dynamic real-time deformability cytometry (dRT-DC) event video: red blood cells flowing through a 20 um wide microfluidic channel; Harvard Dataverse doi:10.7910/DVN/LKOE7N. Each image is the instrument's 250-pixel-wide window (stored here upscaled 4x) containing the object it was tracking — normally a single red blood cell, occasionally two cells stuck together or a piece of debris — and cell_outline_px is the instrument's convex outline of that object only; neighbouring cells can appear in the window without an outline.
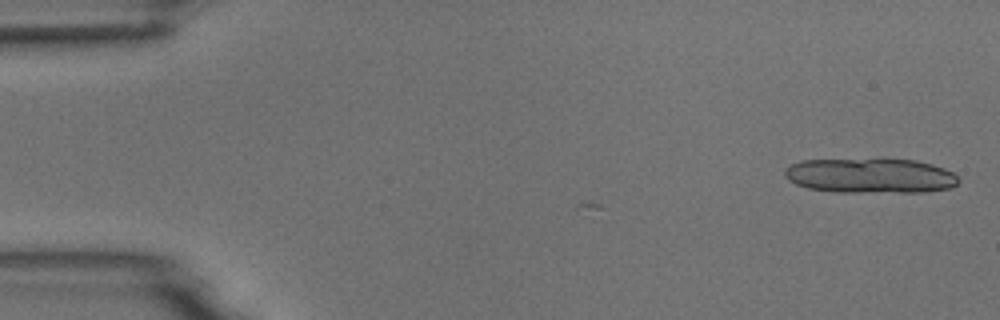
{"species": "common noctule bat (a hibernating species)", "species_latin": "Nyctalus noctula", "temperature_condition": "room temperature", "stored_images_in_passage": 4, "camera_frame_rate_fps": 3000, "um_per_image_px": 0.085, "animal": {"sex": "male", "body_mass_g": 18.8}, "frame": {"image": 1, "passage_image": 1, "time_ms": 0.0, "image_size_px": [1000, 320], "cell_outline_px": [[960, 180], [952, 188], [924, 192], [832, 192], [808, 188], [796, 184], [788, 180], [784, 176], [784, 168], [800, 160], [916, 160], [932, 164], [944, 168], [952, 172]], "centroid_in_image_um": [73.97, 14.95], "position_along_channel_um": 11.0, "area_um2": 35.26}}